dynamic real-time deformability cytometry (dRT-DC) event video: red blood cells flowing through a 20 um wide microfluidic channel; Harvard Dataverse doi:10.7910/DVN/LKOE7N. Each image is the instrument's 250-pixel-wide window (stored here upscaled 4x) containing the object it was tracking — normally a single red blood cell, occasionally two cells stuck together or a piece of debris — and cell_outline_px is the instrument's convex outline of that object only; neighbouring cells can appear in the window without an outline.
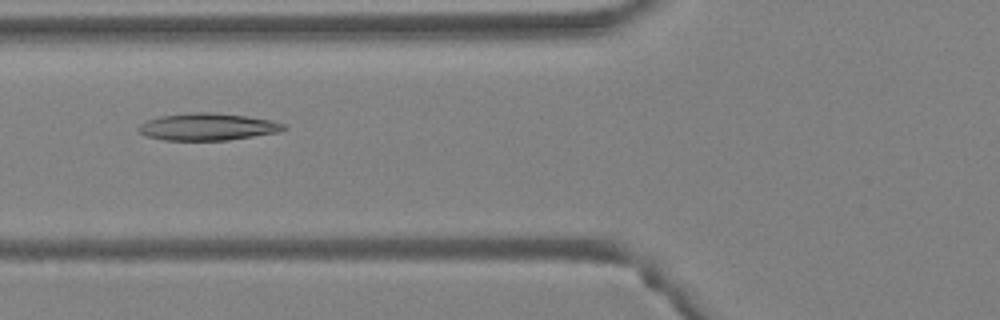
{"species": "Egyptian fruit bat (a non-hibernating species)", "species_latin": "Rousettus aegyptiacus", "temperature_condition": "warm", "stored_images_in_passage": 48, "camera_frame_rate_fps": 3000, "um_per_image_px": 0.085, "animal": {"sex": "female"}, "frame": {"image": 1, "passage_image": 19, "time_ms": 6.0, "image_size_px": [1000, 320], "cell_outline_px": [[288, 128], [280, 132], [228, 140], [164, 140], [144, 136], [136, 128], [140, 124], [148, 120], [160, 116], [196, 112], [212, 112], [244, 116], [272, 120], [288, 124]], "centroid_in_image_um": [17.68, 10.78], "position_along_channel_um": 108.1, "area_um2": 23.06}}
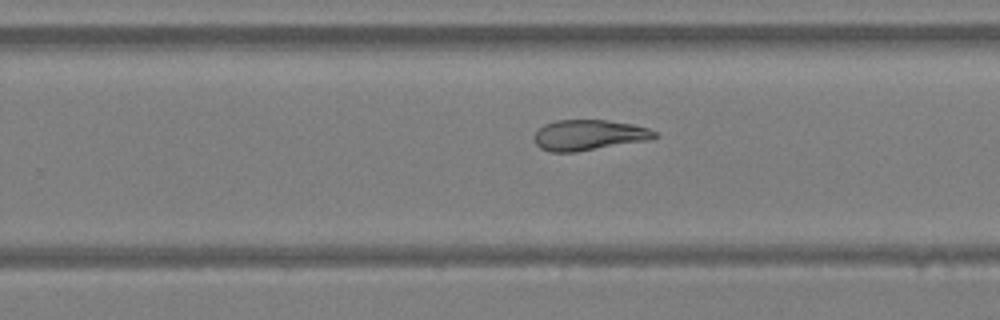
{"frame": {"image": 2, "passage_image": 31, "time_ms": 10.0, "image_size_px": [1000, 320], "cell_outline_px": [[660, 136], [652, 140], [576, 152], [552, 152], [540, 148], [532, 140], [532, 136], [544, 124], [556, 120], [608, 120], [632, 124], [648, 128], [656, 132]], "centroid_in_image_um": [50.07, 11.49], "position_along_channel_um": 279.7, "area_um2": 21.79}}
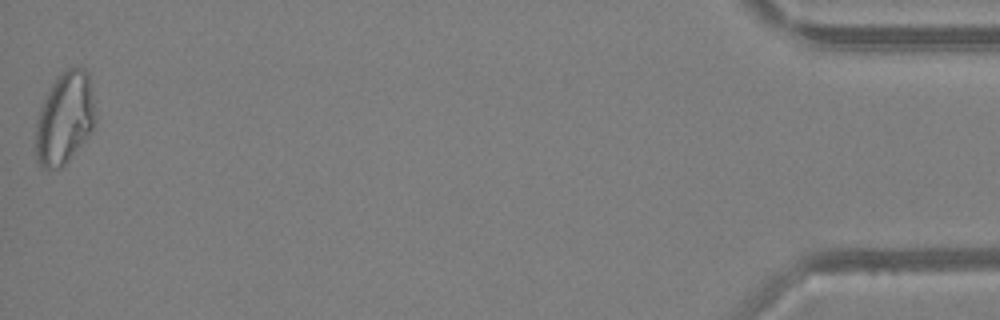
{"frame": {"image": 3, "passage_image": 48, "time_ms": 15.667, "image_size_px": [1000, 320], "cell_outline_px": [[92, 132], [68, 160], [60, 168], [44, 168], [36, 160], [36, 120], [40, 108], [48, 88], [60, 72], [68, 68], [84, 68], [88, 72], [92, 96]], "centroid_in_image_um": [5.45, 10.04], "position_along_channel_um": 429.8, "area_um2": 31.44}, "authors_computed_cell_mechanics": {"area_um2": 25.4609, "velocity_mm_per_s": 4.2889, "shape_relaxation_time_tau1_ms": null, "shape_relaxation_time_tau2_ms": 6.94, "deformation_change_tau1": null, "deformation_change_tau2": 0.1565}}